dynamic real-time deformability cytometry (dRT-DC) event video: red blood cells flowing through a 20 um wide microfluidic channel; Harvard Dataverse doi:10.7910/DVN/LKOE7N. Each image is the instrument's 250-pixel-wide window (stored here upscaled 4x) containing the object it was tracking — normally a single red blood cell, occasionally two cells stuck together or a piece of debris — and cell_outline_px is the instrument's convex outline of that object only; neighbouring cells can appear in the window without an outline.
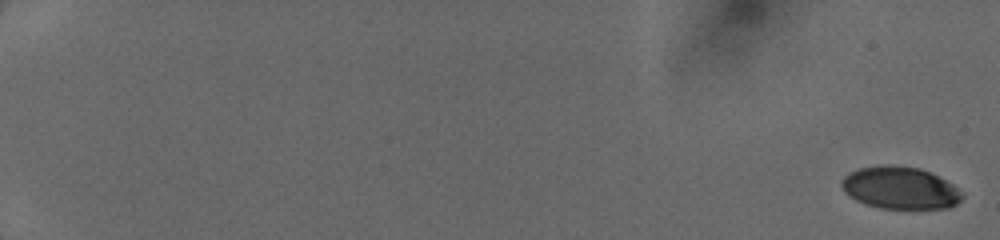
{"species": "human", "species_latin": "Homo sapiens", "temperature_condition": "cold", "stored_images_in_passage": 50, "camera_frame_rate_fps": 3000, "um_per_image_px": 0.085, "donor": {"sex": "female"}, "frame": {"image": 1, "passage_image": 1, "time_ms": 0.0, "image_size_px": [1000, 240], "cell_outline_px": [[964, 196], [956, 204], [948, 208], [880, 208], [864, 204], [848, 196], [844, 192], [840, 184], [840, 180], [848, 172], [860, 168], [880, 164], [892, 164], [920, 168], [952, 184], [964, 192]], "centroid_in_image_um": [76.46, 15.96], "position_along_channel_um": 8.5, "area_um2": 29.94}}
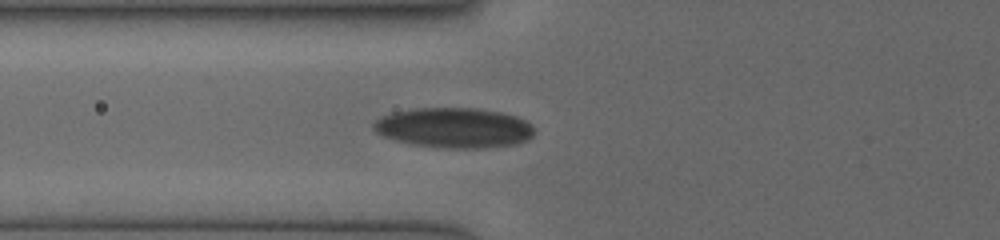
{"frame": {"image": 2, "passage_image": 27, "time_ms": 7.333, "image_size_px": [1000, 240], "cell_outline_px": [[536, 132], [528, 140], [516, 144], [484, 148], [448, 148], [412, 144], [396, 140], [384, 136], [376, 132], [372, 128], [372, 124], [380, 116], [392, 112], [412, 108], [476, 108], [504, 112], [516, 116], [532, 124]], "centroid_in_image_um": [38.61, 10.85], "position_along_channel_um": 87.2, "area_um2": 37.92}}
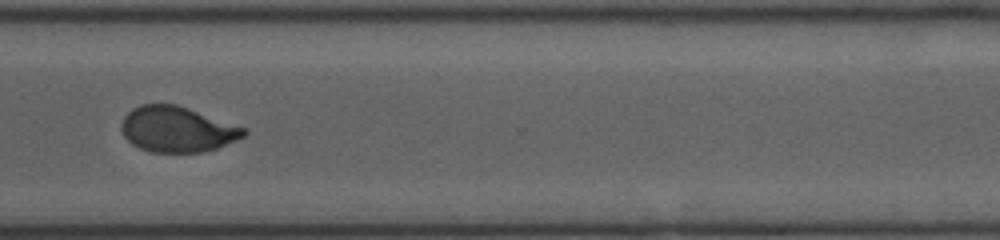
{"frame": {"image": 3, "passage_image": 49, "time_ms": 13.667, "image_size_px": [1000, 240], "cell_outline_px": [[248, 132], [244, 136], [236, 140], [216, 148], [200, 152], [152, 152], [140, 148], [132, 144], [124, 136], [120, 128], [120, 124], [124, 116], [132, 108], [140, 104], [176, 104], [248, 128]], "centroid_in_image_um": [15.05, 10.98], "position_along_channel_um": 355.5, "area_um2": 32.6}}